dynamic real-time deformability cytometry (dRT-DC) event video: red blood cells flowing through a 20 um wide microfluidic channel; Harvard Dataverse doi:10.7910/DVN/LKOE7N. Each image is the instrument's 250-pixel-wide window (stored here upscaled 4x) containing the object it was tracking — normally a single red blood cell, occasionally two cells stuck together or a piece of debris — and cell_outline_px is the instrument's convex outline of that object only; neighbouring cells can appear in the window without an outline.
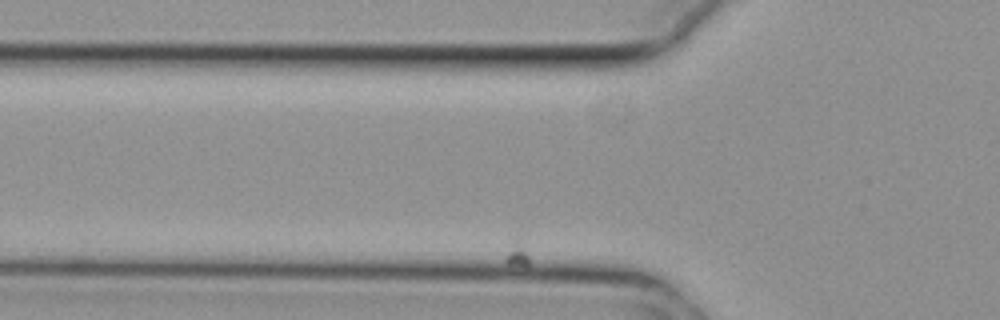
{"species": "common noctule bat (a hibernating species)", "species_latin": "Nyctalus noctula", "temperature_condition": "cold", "stored_images_in_passage": 5, "camera_frame_rate_fps": 3000, "um_per_image_px": 0.085, "animal": {"sex": "female", "body_mass_g": 29.2, "forearm_length_mm": 56.3}, "frame": {"image": 1, "passage_image": 2, "time_ms": 0.333, "image_size_px": [1000, 320], "cell_outline_px": [[604, 220], [588, 224], [528, 232], [516, 232], [492, 220], [492, 216], [500, 212], [576, 212], [604, 216]], "centroid_in_image_um": [46.19, 18.72], "position_along_channel_um": 79.6, "area_um2": 11.73}}